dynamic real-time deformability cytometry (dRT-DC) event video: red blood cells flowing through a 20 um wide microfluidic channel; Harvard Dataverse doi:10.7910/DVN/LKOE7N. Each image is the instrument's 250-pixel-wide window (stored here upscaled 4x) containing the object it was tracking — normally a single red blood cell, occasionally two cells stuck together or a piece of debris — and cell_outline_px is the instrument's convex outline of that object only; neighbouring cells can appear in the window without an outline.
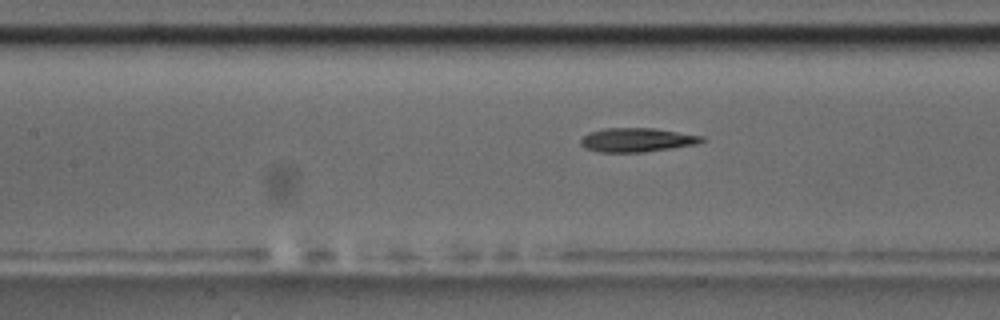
{"species": "common noctule bat (a hibernating species)", "species_latin": "Nyctalus noctula", "temperature_condition": "room temperature", "stored_images_in_passage": 44, "camera_frame_rate_fps": 3000, "um_per_image_px": 0.085, "animal": {"sex": "male", "body_mass_g": 17.5, "forearm_length_mm": 52.3}, "frame": {"image": 1, "passage_image": 13, "time_ms": 4.0, "image_size_px": [1000, 320], "cell_outline_px": [[704, 140], [696, 144], [644, 152], [600, 152], [584, 148], [580, 144], [580, 140], [588, 132], [604, 128], [656, 128], [704, 136]], "centroid_in_image_um": [54.11, 11.88], "position_along_channel_um": 153.3, "area_um2": 16.94}}
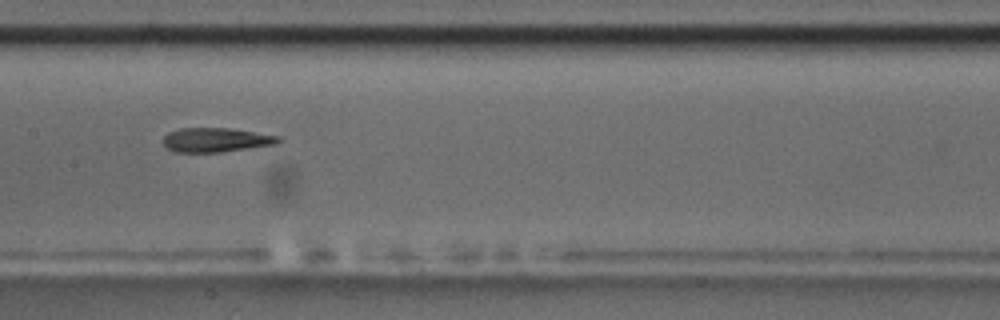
{"frame": {"image": 2, "passage_image": 16, "time_ms": 5.0, "image_size_px": [1000, 320], "cell_outline_px": [[284, 140], [276, 144], [220, 152], [176, 152], [168, 148], [160, 140], [168, 132], [180, 128], [228, 128], [280, 136]], "centroid_in_image_um": [18.35, 11.89], "position_along_channel_um": 189.1, "area_um2": 16.3}}
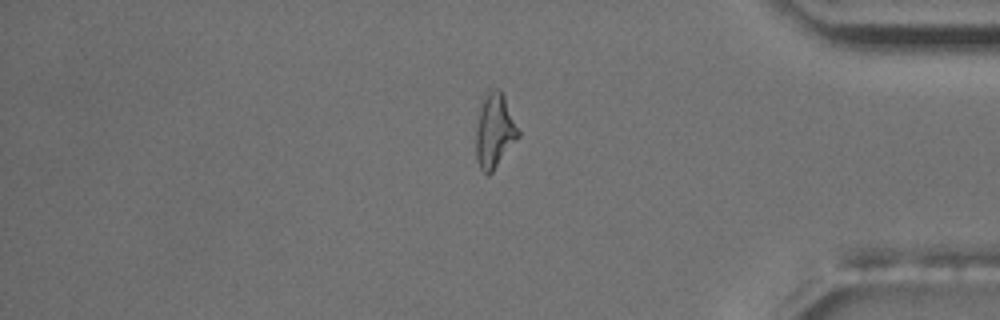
{"frame": {"image": 3, "passage_image": 35, "time_ms": 11.333, "image_size_px": [1000, 320], "cell_outline_px": [[520, 136], [492, 172], [488, 176], [480, 168], [476, 160], [476, 128], [480, 104], [484, 92], [496, 88], [500, 88], [504, 92], [520, 132]], "centroid_in_image_um": [42.04, 11.06], "position_along_channel_um": 393.2, "area_um2": 18.79}, "authors_computed_cell_mechanics": {"area_um2": 16.9065, "velocity_mm_per_s": 3.6209, "shape_relaxation_time_tau1_ms": null, "shape_relaxation_time_tau2_ms": 4.995, "deformation_change_tau1": null, "deformation_change_tau2": 0.1594}}